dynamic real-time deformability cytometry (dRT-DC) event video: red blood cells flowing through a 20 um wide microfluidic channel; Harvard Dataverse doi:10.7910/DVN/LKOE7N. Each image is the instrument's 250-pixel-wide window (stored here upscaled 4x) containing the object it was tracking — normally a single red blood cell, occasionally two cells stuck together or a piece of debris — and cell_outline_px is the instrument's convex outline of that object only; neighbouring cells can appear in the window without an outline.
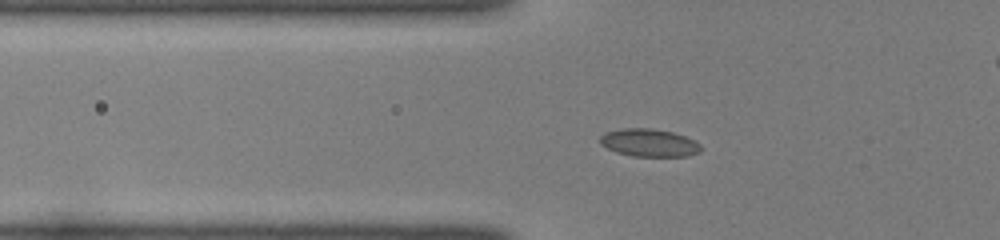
{"species": "common noctule bat (a hibernating species)", "species_latin": "Nyctalus noctula", "temperature_condition": "room temperature", "stored_images_in_passage": 46, "camera_frame_rate_fps": 3000, "um_per_image_px": 0.085, "animal": {"sex": "female", "body_mass_g": 22.0, "forearm_length_mm": 56.7}, "frame": {"image": 1, "passage_image": 13, "time_ms": 4.0, "image_size_px": [1000, 240], "cell_outline_px": [[700, 152], [688, 156], [632, 156], [616, 152], [600, 144], [600, 136], [604, 132], [624, 128], [652, 128], [672, 132], [684, 136], [700, 144]], "centroid_in_image_um": [55.14, 12.13], "position_along_channel_um": 70.7, "area_um2": 16.24}}
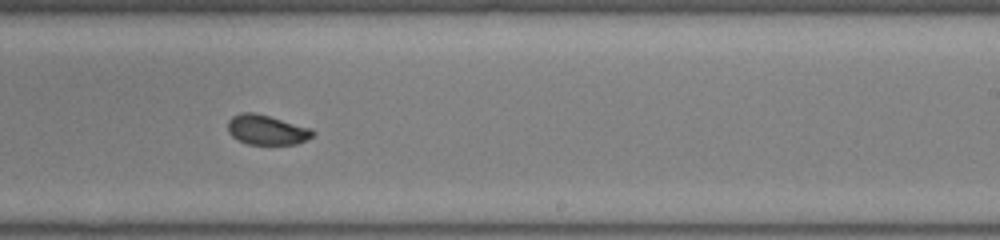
{"frame": {"image": 2, "passage_image": 28, "time_ms": 9.0, "image_size_px": [1000, 240], "cell_outline_px": [[316, 132], [312, 136], [296, 144], [248, 144], [232, 136], [228, 132], [228, 120], [232, 116], [240, 112], [252, 112], [268, 116], [312, 128]], "centroid_in_image_um": [22.66, 11.03], "position_along_channel_um": 266.3, "area_um2": 14.62}}
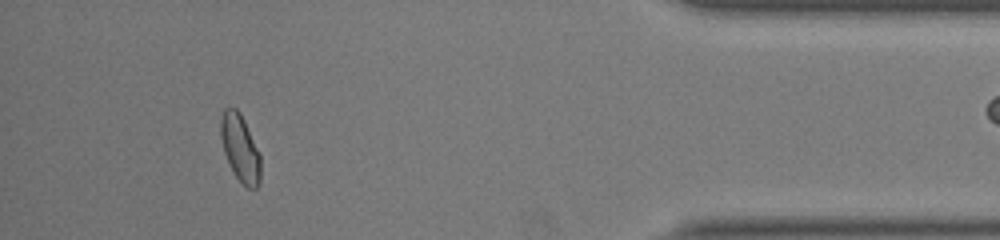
{"frame": {"image": 3, "passage_image": 42, "time_ms": 13.667, "image_size_px": [1000, 240], "cell_outline_px": [[260, 184], [256, 188], [248, 188], [232, 172], [224, 152], [220, 136], [220, 120], [224, 108], [236, 108], [240, 112], [244, 120], [260, 156]], "centroid_in_image_um": [20.39, 12.58], "position_along_channel_um": 414.8, "area_um2": 15.43}}